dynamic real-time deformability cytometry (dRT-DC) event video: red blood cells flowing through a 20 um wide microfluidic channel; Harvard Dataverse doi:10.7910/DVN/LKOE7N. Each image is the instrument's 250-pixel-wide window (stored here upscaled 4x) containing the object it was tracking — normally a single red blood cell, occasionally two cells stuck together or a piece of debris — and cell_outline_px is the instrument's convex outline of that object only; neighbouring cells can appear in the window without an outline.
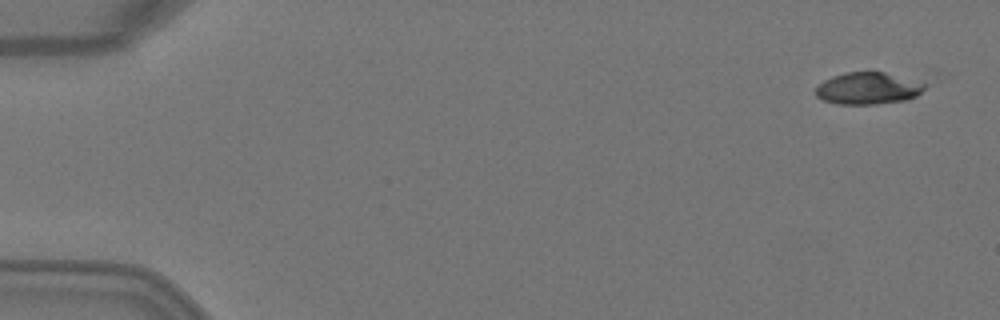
{"species": "Egyptian fruit bat (a non-hibernating species)", "species_latin": "Rousettus aegyptiacus", "temperature_condition": "warm", "stored_images_in_passage": 6, "camera_frame_rate_fps": 3000, "um_per_image_px": 0.085, "animal": {"sex": "female"}, "frame": {"image": 1, "passage_image": 1, "time_ms": 0.0, "image_size_px": [1000, 320], "cell_outline_px": [[932, 84], [916, 96], [908, 100], [876, 104], [836, 104], [824, 100], [816, 96], [816, 88], [824, 80], [832, 76], [848, 72], [884, 72]], "centroid_in_image_um": [73.85, 7.51], "position_along_channel_um": 11.1, "area_um2": 20.52}}
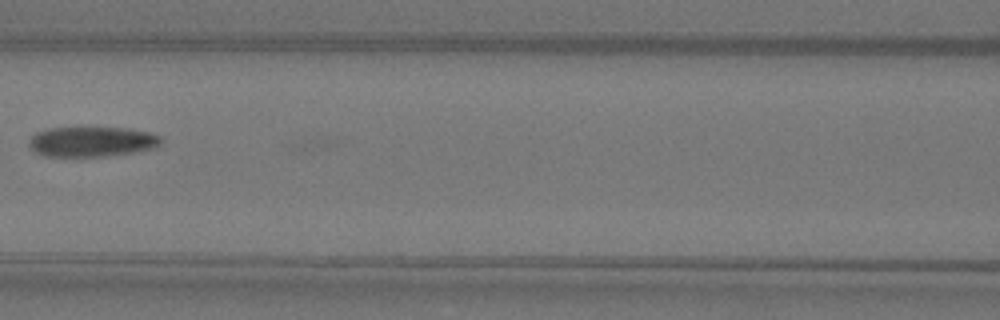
{"frame": {"image": 2, "passage_image": 6, "time_ms": 1.667, "image_size_px": [1000, 320], "cell_outline_px": [[160, 144], [148, 148], [132, 152], [108, 156], [44, 156], [36, 152], [28, 144], [28, 140], [36, 132], [48, 128], [76, 124], [84, 124], [128, 128], [152, 132], [160, 136]], "centroid_in_image_um": [7.74, 11.96], "position_along_channel_um": 158.9, "area_um2": 24.16}}